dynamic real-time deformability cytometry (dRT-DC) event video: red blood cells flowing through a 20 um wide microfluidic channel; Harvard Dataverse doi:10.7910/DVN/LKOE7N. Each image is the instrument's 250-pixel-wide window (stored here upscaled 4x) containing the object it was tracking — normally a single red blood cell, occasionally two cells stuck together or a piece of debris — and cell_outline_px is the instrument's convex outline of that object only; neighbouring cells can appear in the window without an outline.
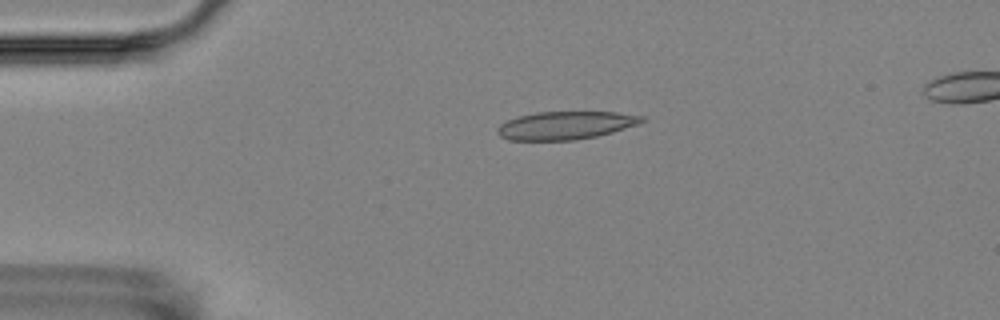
{"species": "Egyptian fruit bat (a non-hibernating species)", "species_latin": "Rousettus aegyptiacus", "temperature_condition": "room temperature", "stored_images_in_passage": 5, "camera_frame_rate_fps": 3000, "um_per_image_px": 0.085, "animal": {"sex": "female"}, "frame": {"image": 1, "passage_image": 3, "time_ms": 3.0, "image_size_px": [1000, 320], "cell_outline_px": [[648, 120], [640, 124], [612, 132], [596, 136], [572, 140], [508, 140], [500, 136], [496, 132], [496, 128], [500, 124], [516, 116], [536, 112], [616, 112], [644, 116]], "centroid_in_image_um": [48.08, 10.65], "position_along_channel_um": 36.9, "area_um2": 23.76}}